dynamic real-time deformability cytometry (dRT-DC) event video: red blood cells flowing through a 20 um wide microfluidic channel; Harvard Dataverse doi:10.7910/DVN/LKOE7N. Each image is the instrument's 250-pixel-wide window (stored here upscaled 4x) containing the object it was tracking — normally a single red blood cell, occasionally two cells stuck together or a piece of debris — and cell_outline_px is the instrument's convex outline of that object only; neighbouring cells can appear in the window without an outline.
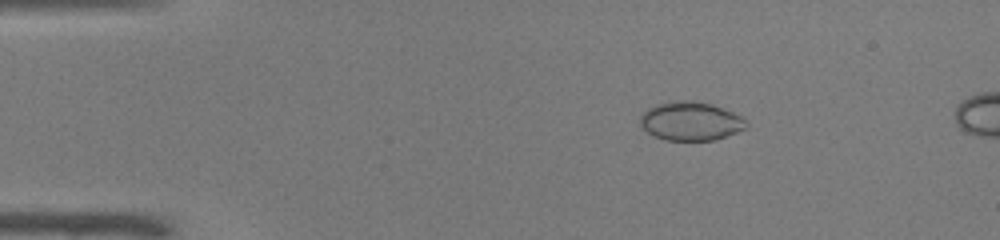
{"species": "common noctule bat (a hibernating species)", "species_latin": "Nyctalus noctula", "temperature_condition": "warm", "stored_images_in_passage": 45, "camera_frame_rate_fps": 3000, "um_per_image_px": 0.085, "animal": {"sex": "male", "body_mass_g": 19.0, "forearm_length_mm": 50.8}, "frame": {"image": 1, "passage_image": 2, "time_ms": 0.333, "image_size_px": [1000, 240], "cell_outline_px": [[748, 128], [716, 140], [664, 140], [648, 132], [640, 124], [640, 116], [648, 108], [656, 104], [680, 100], [692, 100], [712, 104], [732, 112], [740, 116], [748, 124]], "centroid_in_image_um": [58.72, 10.3], "position_along_channel_um": 26.3, "area_um2": 23.87}}
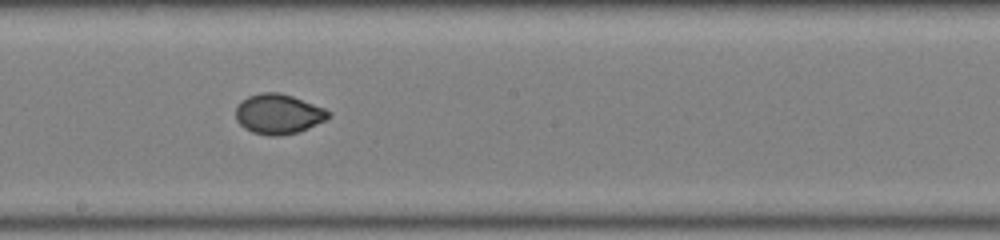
{"frame": {"image": 2, "passage_image": 22, "time_ms": 7.0, "image_size_px": [1000, 240], "cell_outline_px": [[332, 116], [308, 128], [296, 132], [280, 136], [268, 136], [252, 132], [244, 128], [236, 120], [236, 108], [248, 96], [260, 92], [280, 92], [292, 96], [324, 108], [332, 112]], "centroid_in_image_um": [23.67, 9.69], "position_along_channel_um": 224.5, "area_um2": 21.5}}
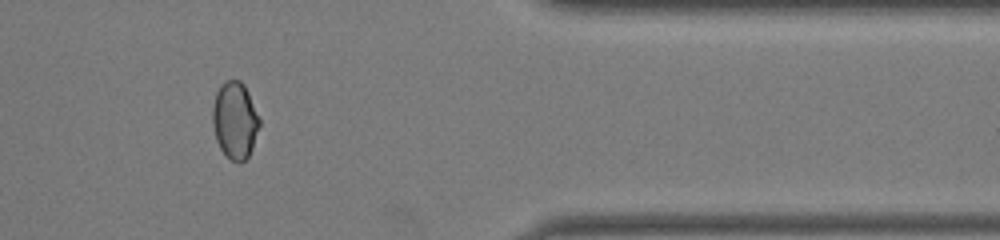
{"frame": {"image": 3, "passage_image": 36, "time_ms": 11.667, "image_size_px": [1000, 240], "cell_outline_px": [[260, 124], [252, 148], [248, 156], [240, 164], [232, 160], [220, 148], [216, 140], [212, 124], [212, 104], [216, 92], [220, 84], [224, 80], [240, 80], [244, 84], [248, 92], [260, 120]], "centroid_in_image_um": [19.94, 10.2], "position_along_channel_um": 391.5, "area_um2": 21.1}, "authors_computed_cell_mechanics": {"area_um2": 21.675, "velocity_mm_per_s": 4.0011, "shape_relaxation_time_tau1_ms": 7.117, "shape_relaxation_time_tau2_ms": null, "deformation_change_tau1": 0.1504, "deformation_change_tau2": null}}